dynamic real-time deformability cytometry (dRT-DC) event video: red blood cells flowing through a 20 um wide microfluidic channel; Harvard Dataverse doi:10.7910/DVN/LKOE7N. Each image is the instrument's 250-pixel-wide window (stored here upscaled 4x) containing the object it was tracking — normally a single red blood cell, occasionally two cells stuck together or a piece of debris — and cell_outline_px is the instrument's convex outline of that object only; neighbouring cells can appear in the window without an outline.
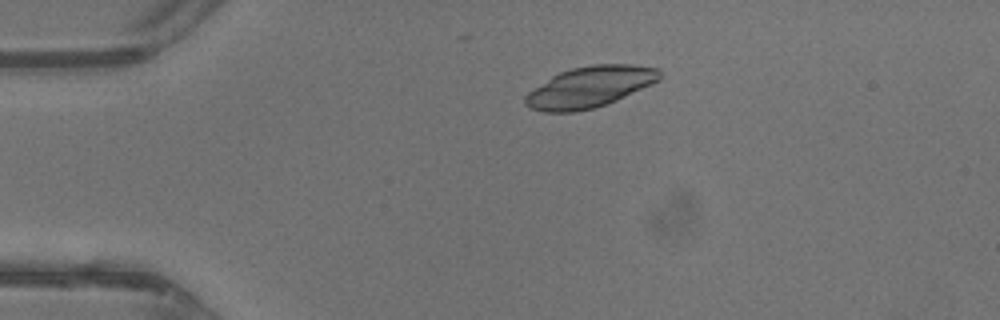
{"species": "common noctule bat (a hibernating species)", "species_latin": "Nyctalus noctula", "temperature_condition": "warm", "stored_images_in_passage": 30, "camera_frame_rate_fps": 3000, "um_per_image_px": 0.085, "animal": {"sex": "male", "body_mass_g": 13.3}, "frame": {"image": 1, "passage_image": 1, "time_ms": 0.0, "image_size_px": [1000, 320], "cell_outline_px": [[660, 80], [652, 84], [616, 100], [592, 108], [576, 112], [544, 112], [528, 108], [524, 104], [524, 96], [528, 92], [552, 76], [560, 72], [572, 68], [592, 64], [636, 64], [660, 68]], "centroid_in_image_um": [50.12, 7.38], "position_along_channel_um": 34.9, "area_um2": 32.14}}
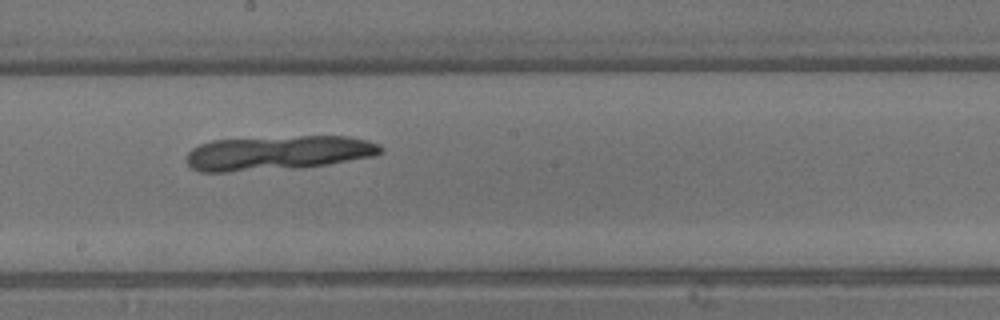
{"frame": {"image": 2, "passage_image": 16, "time_ms": 5.0, "image_size_px": [1000, 320], "cell_outline_px": [[384, 152], [372, 156], [328, 164], [300, 168], [228, 172], [200, 172], [192, 168], [184, 160], [188, 152], [192, 148], [200, 144], [212, 140], [300, 136], [348, 136], [368, 140], [384, 148]], "centroid_in_image_um": [23.6, 13.0], "position_along_channel_um": 224.6, "area_um2": 39.25}}
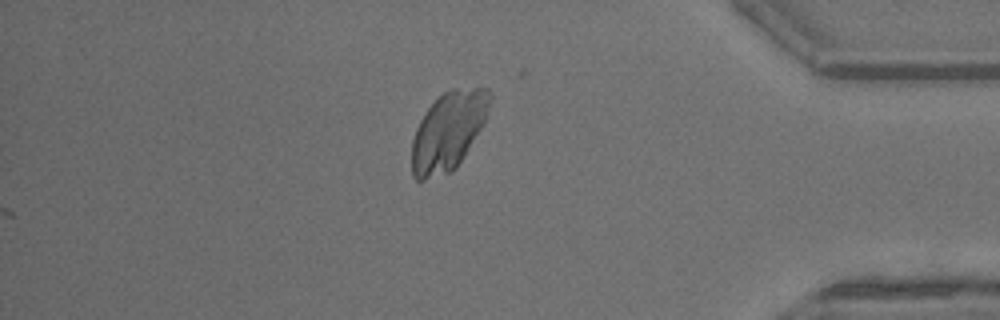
{"frame": {"image": 3, "passage_image": 29, "time_ms": 9.333, "image_size_px": [1000, 320], "cell_outline_px": [[492, 100], [484, 124], [464, 156], [456, 168], [452, 172], [424, 180], [416, 180], [412, 176], [412, 140], [416, 128], [420, 120], [428, 108], [444, 92], [452, 88], [488, 88], [492, 92]], "centroid_in_image_um": [38.12, 11.14], "position_along_channel_um": 397.1, "area_um2": 35.84}}